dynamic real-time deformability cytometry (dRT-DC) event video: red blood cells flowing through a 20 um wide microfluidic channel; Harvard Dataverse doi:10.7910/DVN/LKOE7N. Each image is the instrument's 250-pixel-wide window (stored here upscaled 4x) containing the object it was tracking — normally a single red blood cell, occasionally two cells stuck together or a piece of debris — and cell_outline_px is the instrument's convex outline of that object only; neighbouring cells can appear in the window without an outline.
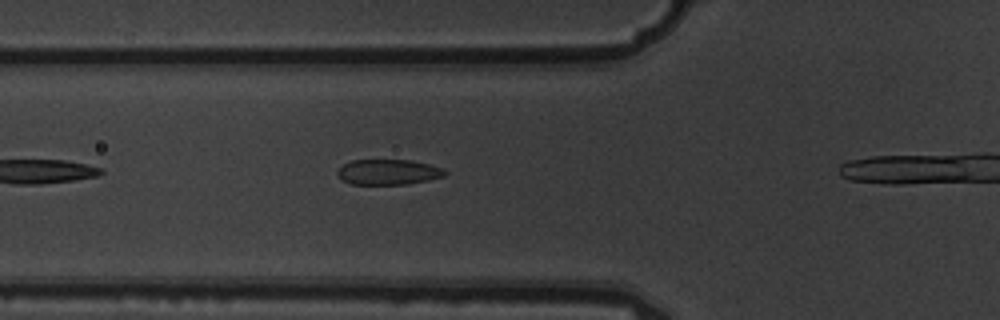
{"species": "common noctule bat (a hibernating species)", "species_latin": "Nyctalus noctula", "temperature_condition": "warm", "stored_images_in_passage": 5, "camera_frame_rate_fps": 3000, "um_per_image_px": 0.085, "animal": {"sex": "male", "body_mass_g": 19.5, "forearm_length_mm": 54.6}, "frame": {"image": 1, "passage_image": 4, "time_ms": 1.0, "image_size_px": [1000, 320], "cell_outline_px": [[448, 172], [444, 176], [428, 180], [408, 184], [352, 184], [344, 180], [336, 172], [344, 164], [352, 160], [412, 160], [444, 168]], "centroid_in_image_um": [33.05, 14.62], "position_along_channel_um": 92.7, "area_um2": 15.78}}